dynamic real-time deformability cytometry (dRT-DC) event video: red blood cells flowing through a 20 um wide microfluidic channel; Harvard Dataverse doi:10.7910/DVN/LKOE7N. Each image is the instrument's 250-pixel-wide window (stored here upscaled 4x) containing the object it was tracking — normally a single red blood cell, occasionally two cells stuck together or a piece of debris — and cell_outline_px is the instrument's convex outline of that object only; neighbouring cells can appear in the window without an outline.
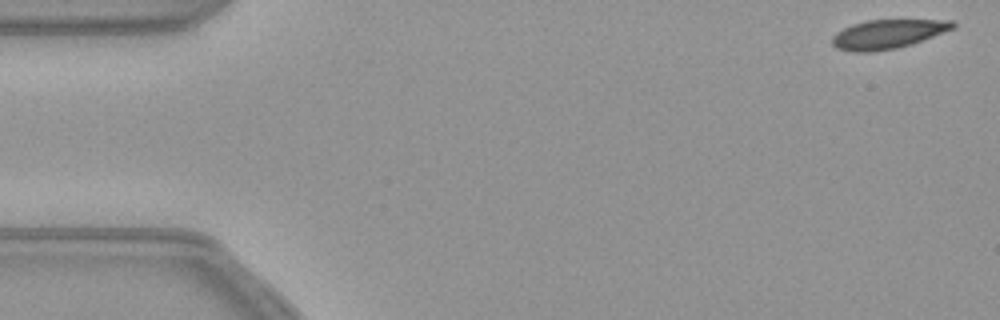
{"species": "common noctule bat (a hibernating species)", "species_latin": "Nyctalus noctula", "temperature_condition": "warm", "stored_images_in_passage": 54, "camera_frame_rate_fps": 3000, "um_per_image_px": 0.085, "animal": {"sex": "female", "body_mass_g": 21.9}, "frame": {"image": 1, "passage_image": 1, "time_ms": 0.0, "image_size_px": [1000, 320], "cell_outline_px": [[956, 28], [912, 44], [896, 48], [868, 52], [856, 52], [836, 48], [832, 44], [832, 36], [836, 32], [852, 24], [868, 20], [952, 20], [956, 24]], "centroid_in_image_um": [75.47, 2.89], "position_along_channel_um": 9.5, "area_um2": 20.4}}
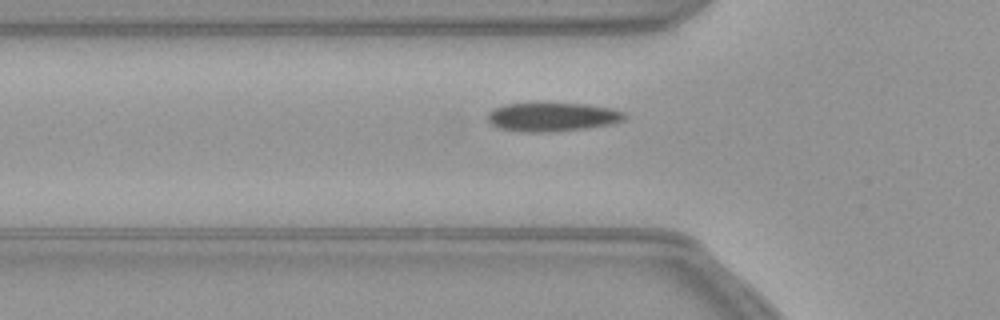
{"frame": {"image": 2, "passage_image": 17, "time_ms": 5.333, "image_size_px": [1000, 320], "cell_outline_px": [[628, 116], [624, 120], [612, 124], [588, 128], [552, 132], [520, 132], [500, 128], [492, 124], [488, 120], [488, 112], [504, 104], [588, 104], [612, 108], [624, 112]], "centroid_in_image_um": [47.0, 9.95], "position_along_channel_um": 78.8, "area_um2": 22.95}}
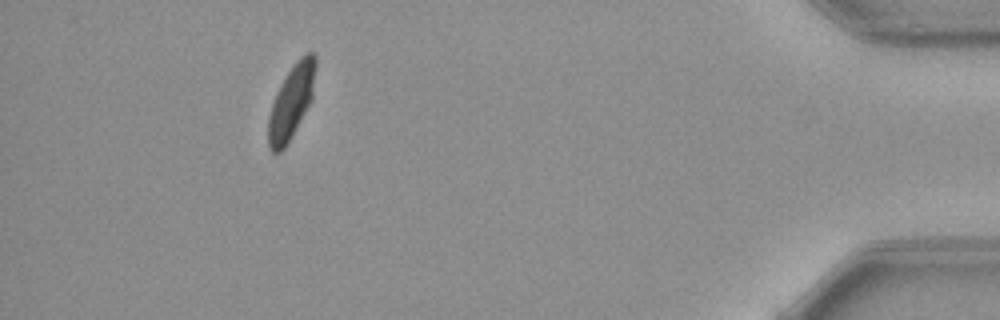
{"frame": {"image": 3, "passage_image": 49, "time_ms": 16.0, "image_size_px": [1000, 320], "cell_outline_px": [[316, 68], [312, 100], [284, 148], [280, 152], [272, 152], [268, 144], [268, 116], [276, 92], [288, 72], [296, 60], [304, 52], [312, 52], [316, 56]], "centroid_in_image_um": [24.78, 8.61], "position_along_channel_um": 410.4, "area_um2": 20.17}}